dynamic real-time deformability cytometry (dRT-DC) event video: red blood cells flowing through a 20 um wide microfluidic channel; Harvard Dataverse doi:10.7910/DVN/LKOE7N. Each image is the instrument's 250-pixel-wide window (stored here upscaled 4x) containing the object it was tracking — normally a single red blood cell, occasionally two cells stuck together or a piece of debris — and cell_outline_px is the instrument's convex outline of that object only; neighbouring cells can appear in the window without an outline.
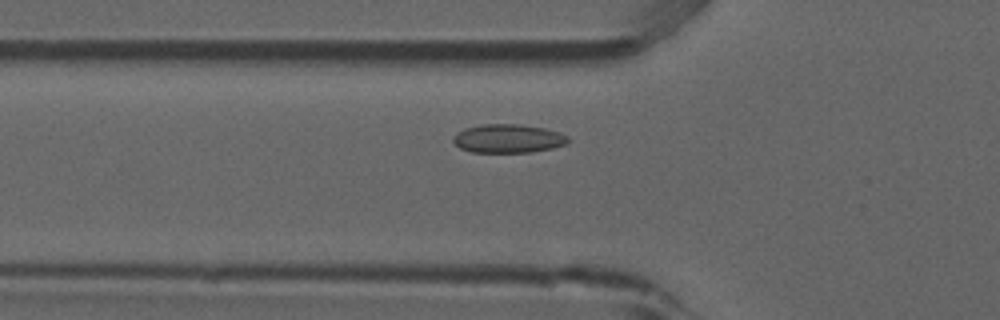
{"species": "common noctule bat (a hibernating species)", "species_latin": "Nyctalus noctula", "temperature_condition": "room temperature", "stored_images_in_passage": 49, "camera_frame_rate_fps": 3000, "um_per_image_px": 0.085, "animal": {"sex": "male", "forearm_length_mm": 52.5}, "frame": {"image": 1, "passage_image": 14, "time_ms": 4.333, "image_size_px": [1000, 320], "cell_outline_px": [[568, 144], [552, 148], [532, 152], [472, 152], [460, 148], [452, 140], [452, 136], [456, 132], [464, 128], [480, 124], [520, 124], [544, 128], [560, 132], [568, 136]], "centroid_in_image_um": [43.18, 11.77], "position_along_channel_um": 82.6, "area_um2": 19.36}}
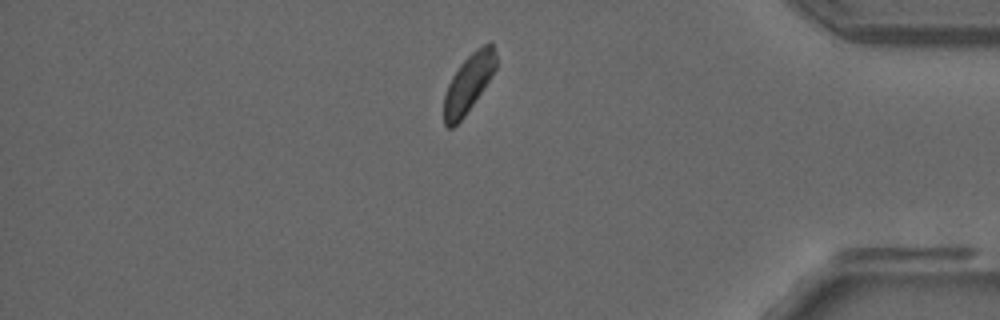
{"frame": {"image": 2, "passage_image": 41, "time_ms": 13.333, "image_size_px": [1000, 320], "cell_outline_px": [[496, 68], [492, 76], [464, 116], [452, 128], [448, 128], [444, 124], [444, 96], [448, 84], [452, 76], [460, 64], [476, 48], [484, 44], [492, 44], [496, 56]], "centroid_in_image_um": [39.81, 7.08], "position_along_channel_um": 395.4, "area_um2": 17.34}}
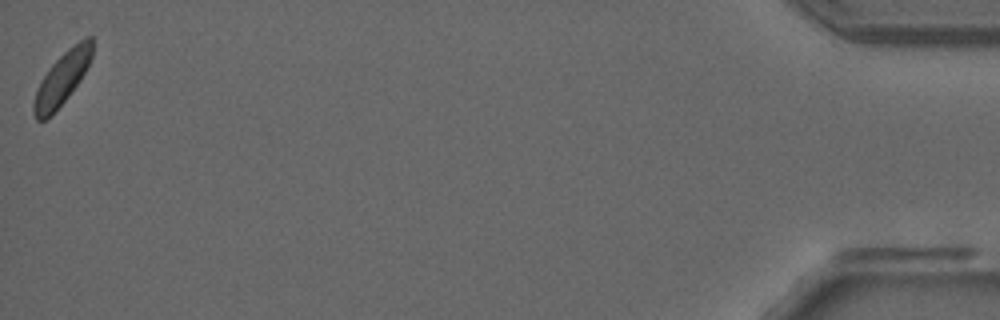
{"frame": {"image": 3, "passage_image": 49, "time_ms": 16.0, "image_size_px": [1000, 320], "cell_outline_px": [[92, 56], [80, 80], [68, 96], [52, 116], [44, 120], [36, 120], [32, 112], [32, 104], [40, 80], [48, 68], [68, 48], [80, 40], [88, 36], [92, 36]], "centroid_in_image_um": [5.23, 6.71], "position_along_channel_um": 430.0, "area_um2": 17.86}, "authors_computed_cell_mechanics": {"area_um2": 18.3804, "velocity_mm_per_s": 3.8133, "shape_relaxation_time_tau1_ms": 7.7345, "shape_relaxation_time_tau2_ms": null, "deformation_change_tau1": 0.065, "deformation_change_tau2": null}}